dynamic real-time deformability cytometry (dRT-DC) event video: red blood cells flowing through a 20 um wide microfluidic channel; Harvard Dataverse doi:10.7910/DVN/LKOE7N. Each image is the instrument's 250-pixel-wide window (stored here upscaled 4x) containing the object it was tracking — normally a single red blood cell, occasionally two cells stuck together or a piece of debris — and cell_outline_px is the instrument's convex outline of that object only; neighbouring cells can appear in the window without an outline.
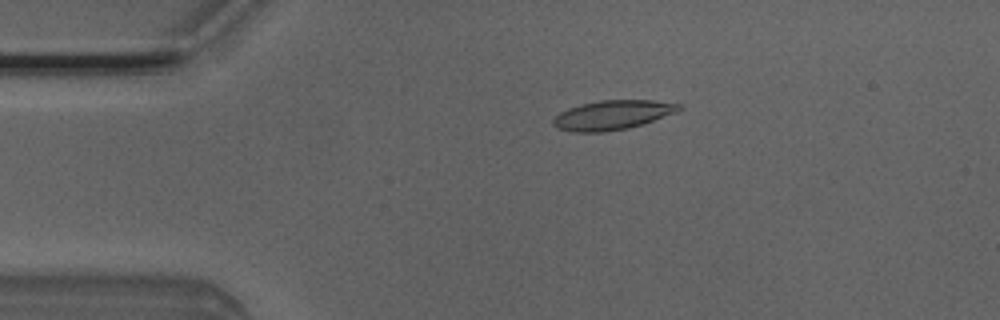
{"species": "Egyptian fruit bat (a non-hibernating species)", "species_latin": "Rousettus aegyptiacus", "temperature_condition": "room temperature", "stored_images_in_passage": 5, "camera_frame_rate_fps": 3000, "um_per_image_px": 0.085, "animal": {"sex": "male"}, "frame": {"image": 1, "passage_image": 3, "time_ms": 0.667, "image_size_px": [1000, 320], "cell_outline_px": [[684, 108], [676, 112], [628, 128], [604, 132], [576, 132], [556, 128], [552, 124], [552, 120], [560, 112], [568, 108], [580, 104], [600, 100], [652, 100], [684, 104]], "centroid_in_image_um": [52.05, 9.76], "position_along_channel_um": 32.9, "area_um2": 21.5}}